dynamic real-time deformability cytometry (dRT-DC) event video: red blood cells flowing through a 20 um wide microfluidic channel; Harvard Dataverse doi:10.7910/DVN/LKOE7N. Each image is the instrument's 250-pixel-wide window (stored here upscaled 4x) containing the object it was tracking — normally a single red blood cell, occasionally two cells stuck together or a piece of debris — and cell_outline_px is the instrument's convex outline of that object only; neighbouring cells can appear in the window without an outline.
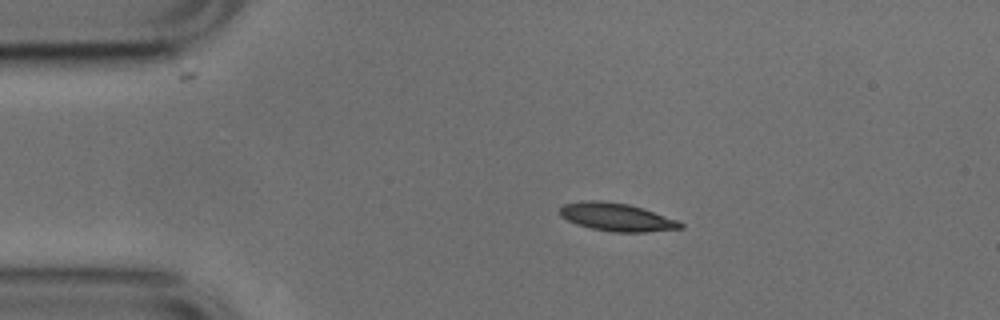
{"species": "common noctule bat (a hibernating species)", "species_latin": "Nyctalus noctula", "temperature_condition": "cold", "stored_images_in_passage": 43, "camera_frame_rate_fps": 3000, "um_per_image_px": 0.085, "animal": {"sex": "male", "body_mass_g": 17.9, "forearm_length_mm": 54.2}, "frame": {"image": 1, "passage_image": 1, "time_ms": 0.0, "image_size_px": [1000, 320], "cell_outline_px": [[684, 228], [644, 232], [612, 232], [592, 228], [576, 224], [560, 216], [560, 208], [564, 204], [592, 200], [600, 200], [628, 204], [644, 208], [676, 220], [684, 224]], "centroid_in_image_um": [52.43, 18.46], "position_along_channel_um": 32.6, "area_um2": 19.54}}
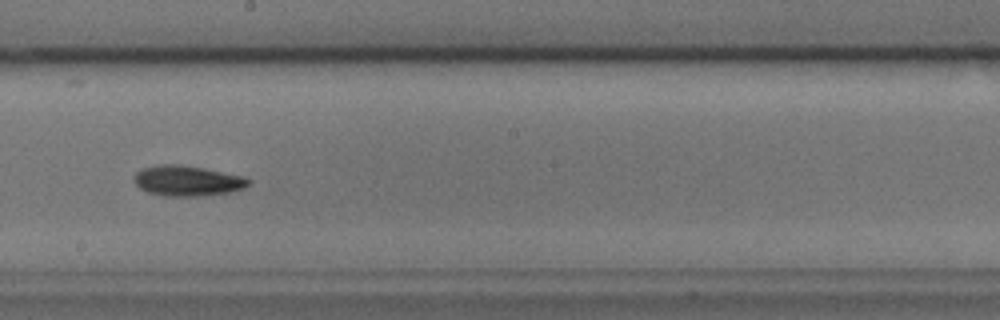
{"frame": {"image": 2, "passage_image": 20, "time_ms": 6.333, "image_size_px": [1000, 320], "cell_outline_px": [[252, 180], [244, 188], [228, 192], [196, 196], [164, 196], [148, 192], [140, 188], [136, 184], [136, 172], [144, 168], [156, 164], [180, 164], [204, 168], [244, 176]], "centroid_in_image_um": [15.94, 15.35], "position_along_channel_um": 232.3, "area_um2": 20.11}}
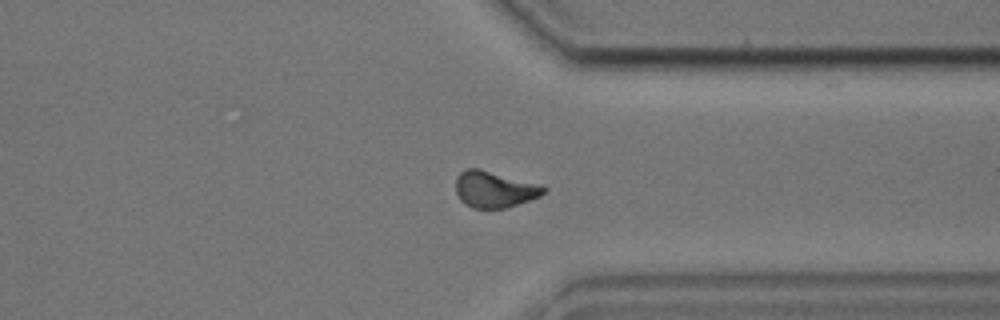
{"frame": {"image": 3, "passage_image": 31, "time_ms": 10.0, "image_size_px": [1000, 320], "cell_outline_px": [[548, 188], [540, 196], [504, 208], [472, 208], [464, 204], [460, 200], [456, 192], [456, 176], [464, 168], [480, 168]], "centroid_in_image_um": [41.94, 16.09], "position_along_channel_um": 369.5, "area_um2": 18.32}, "authors_computed_cell_mechanics": {"area_um2": 19.1896, "velocity_mm_per_s": 3.7746, "shape_relaxation_time_tau1_ms": 2.7611, "shape_relaxation_time_tau2_ms": 6.7195, "deformation_change_tau1": 0.0891, "deformation_change_tau2": 0.1264}}